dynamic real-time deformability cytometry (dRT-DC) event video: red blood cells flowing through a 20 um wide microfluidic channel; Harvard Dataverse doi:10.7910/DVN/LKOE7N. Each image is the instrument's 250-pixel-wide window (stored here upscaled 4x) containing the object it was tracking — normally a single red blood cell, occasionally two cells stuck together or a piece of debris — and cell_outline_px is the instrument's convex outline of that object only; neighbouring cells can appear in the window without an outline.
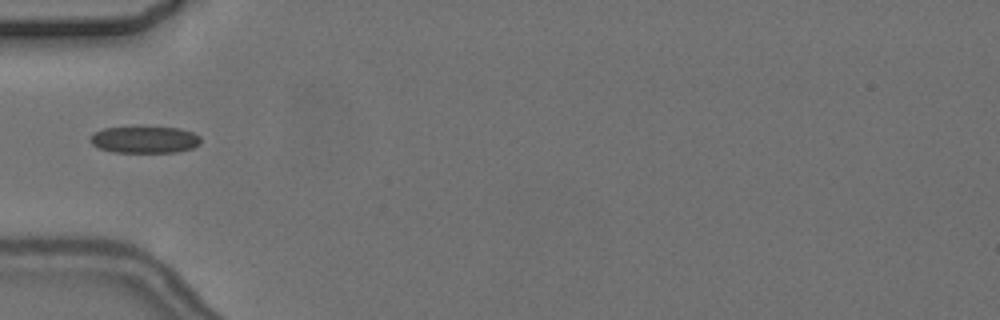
{"species": "common noctule bat (a hibernating species)", "species_latin": "Nyctalus noctula", "temperature_condition": "cold", "stored_images_in_passage": 1, "camera_frame_rate_fps": 3000, "um_per_image_px": 0.085, "animal": {"sex": "female", "body_mass_g": 24.6, "forearm_length_mm": 56.2}, "frame": {"image": 1, "passage_image": 1, "time_ms": 0.0, "image_size_px": [1000, 320], "cell_outline_px": [[200, 144], [192, 148], [176, 152], [112, 152], [100, 148], [92, 144], [88, 140], [88, 136], [92, 132], [104, 128], [140, 124], [180, 128], [192, 132], [200, 136]], "centroid_in_image_um": [12.24, 11.81], "position_along_channel_um": 72.8, "area_um2": 18.26}}